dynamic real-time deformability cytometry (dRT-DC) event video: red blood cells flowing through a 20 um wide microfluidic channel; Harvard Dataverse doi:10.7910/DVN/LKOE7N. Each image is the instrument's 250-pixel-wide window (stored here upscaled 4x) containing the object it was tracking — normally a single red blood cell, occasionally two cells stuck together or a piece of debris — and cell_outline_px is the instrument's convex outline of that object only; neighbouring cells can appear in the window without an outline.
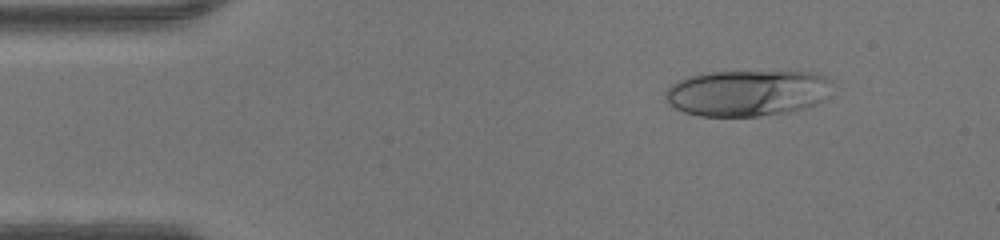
{"species": "human", "species_latin": "Homo sapiens", "temperature_condition": "warm", "stored_images_in_passage": 47, "camera_frame_rate_fps": 3000, "um_per_image_px": 0.085, "donor": {"sex": "male"}, "frame": {"image": 1, "passage_image": 6, "time_ms": 1.667, "image_size_px": [1000, 240], "cell_outline_px": [[832, 80], [820, 100], [816, 104], [788, 112], [760, 116], [700, 116], [684, 112], [676, 108], [664, 96], [668, 88], [676, 80], [708, 72], [812, 72], [824, 76]], "centroid_in_image_um": [63.47, 7.9], "position_along_channel_um": 21.5, "area_um2": 44.22}}
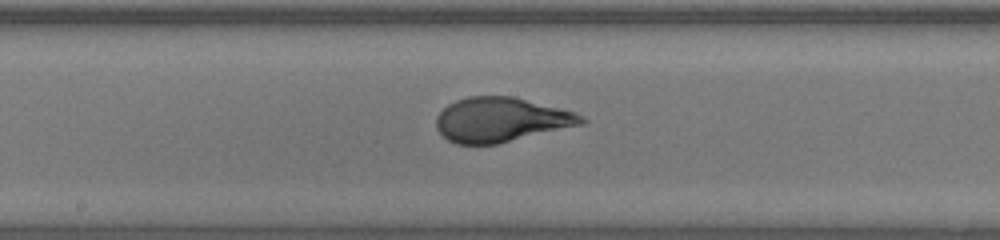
{"frame": {"image": 2, "passage_image": 24, "time_ms": 7.667, "image_size_px": [1000, 240], "cell_outline_px": [[588, 120], [584, 124], [496, 144], [456, 144], [448, 140], [436, 128], [436, 116], [448, 104], [456, 100], [468, 96], [512, 96], [576, 112], [584, 116]], "centroid_in_image_um": [42.6, 10.17], "position_along_channel_um": 205.6, "area_um2": 37.63}}
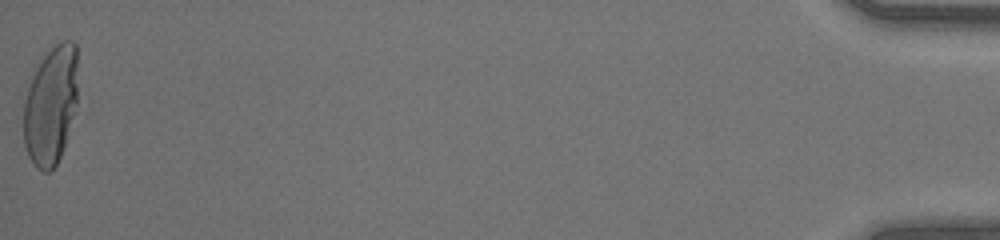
{"frame": {"image": 3, "passage_image": 47, "time_ms": 15.333, "image_size_px": [1000, 240], "cell_outline_px": [[76, 112], [60, 156], [56, 164], [48, 172], [44, 172], [36, 168], [28, 156], [24, 144], [24, 104], [28, 88], [32, 76], [36, 68], [44, 56], [60, 40], [72, 40], [76, 44]], "centroid_in_image_um": [4.32, 8.97], "position_along_channel_um": 430.9, "area_um2": 37.28}}